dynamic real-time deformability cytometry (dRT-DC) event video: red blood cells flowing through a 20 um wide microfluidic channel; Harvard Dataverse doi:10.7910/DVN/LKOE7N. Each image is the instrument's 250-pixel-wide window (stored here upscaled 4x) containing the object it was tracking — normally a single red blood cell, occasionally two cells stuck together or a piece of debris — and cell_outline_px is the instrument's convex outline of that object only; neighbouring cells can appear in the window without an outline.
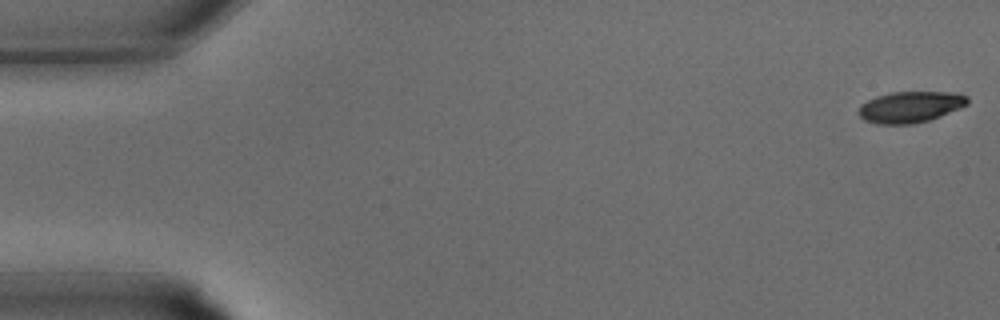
{"species": "common noctule bat (a hibernating species)", "species_latin": "Nyctalus noctula", "temperature_condition": "warm", "stored_images_in_passage": 33, "camera_frame_rate_fps": 3000, "um_per_image_px": 0.085, "animal": {"sex": "male", "body_mass_g": 15.6}, "frame": {"image": 1, "passage_image": 1, "time_ms": 0.0, "image_size_px": [1000, 320], "cell_outline_px": [[968, 104], [960, 108], [940, 116], [928, 120], [912, 124], [876, 124], [864, 120], [856, 112], [860, 104], [876, 96], [892, 92], [960, 92], [968, 96]], "centroid_in_image_um": [77.37, 9.08], "position_along_channel_um": 7.6, "area_um2": 20.0}}
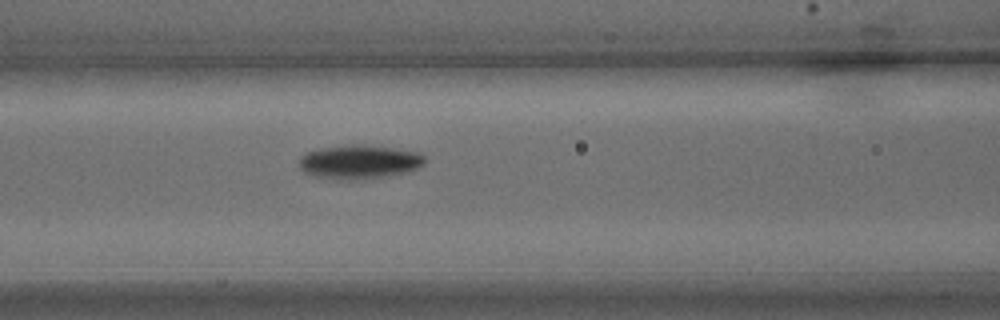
{"frame": {"image": 2, "passage_image": 14, "time_ms": 4.333, "image_size_px": [1000, 320], "cell_outline_px": [[424, 164], [408, 172], [364, 180], [336, 180], [316, 176], [304, 172], [300, 168], [300, 156], [304, 152], [316, 148], [352, 144], [364, 144], [392, 148], [416, 152], [424, 156]], "centroid_in_image_um": [30.48, 13.76], "position_along_channel_um": 136.1, "area_um2": 25.14}}
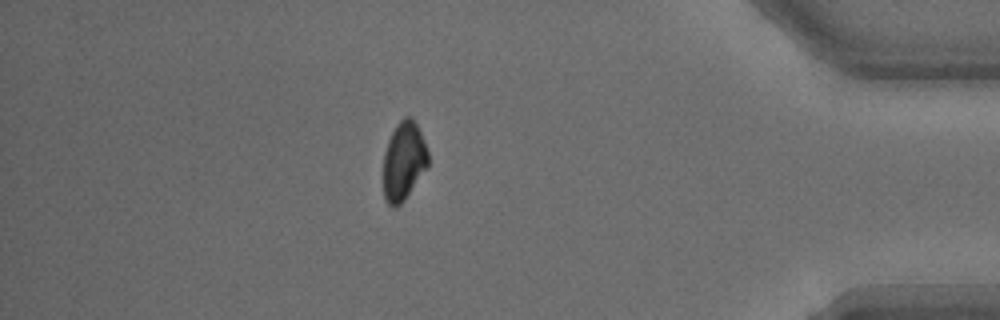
{"frame": {"image": 3, "passage_image": 29, "time_ms": 9.333, "image_size_px": [1000, 320], "cell_outline_px": [[428, 168], [404, 200], [396, 208], [392, 208], [384, 200], [384, 152], [388, 140], [396, 124], [404, 116], [412, 116], [424, 140], [428, 152]], "centroid_in_image_um": [34.32, 13.7], "position_along_channel_um": 400.9, "area_um2": 20.69}}